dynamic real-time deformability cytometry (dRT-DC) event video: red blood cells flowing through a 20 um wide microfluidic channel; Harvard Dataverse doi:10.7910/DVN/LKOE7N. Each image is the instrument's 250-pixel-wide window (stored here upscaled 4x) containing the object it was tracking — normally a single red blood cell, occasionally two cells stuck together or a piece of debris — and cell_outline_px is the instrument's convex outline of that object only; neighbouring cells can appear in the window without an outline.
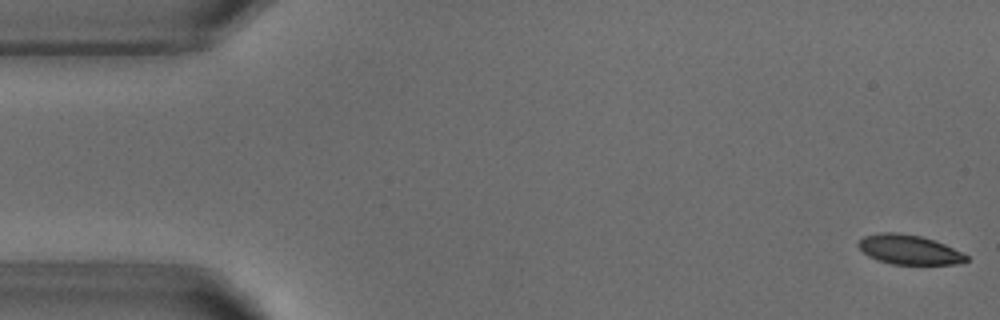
{"species": "common noctule bat (a hibernating species)", "species_latin": "Nyctalus noctula", "temperature_condition": "warm", "stored_images_in_passage": 52, "camera_frame_rate_fps": 3000, "um_per_image_px": 0.085, "animal": {"sex": "male", "body_mass_g": 18.8}, "frame": {"image": 1, "passage_image": 1, "time_ms": 0.0, "image_size_px": [1000, 320], "cell_outline_px": [[968, 260], [956, 264], [892, 264], [876, 260], [868, 256], [856, 244], [864, 236], [880, 232], [900, 232], [920, 236], [944, 244], [968, 256]], "centroid_in_image_um": [77.22, 21.21], "position_along_channel_um": 7.8, "area_um2": 18.44}}
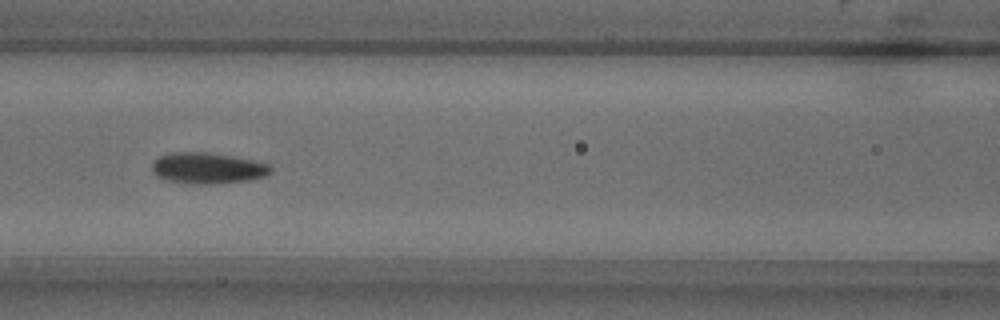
{"frame": {"image": 2, "passage_image": 22, "time_ms": 7.0, "image_size_px": [1000, 320], "cell_outline_px": [[272, 172], [264, 176], [248, 180], [216, 184], [200, 184], [164, 180], [156, 176], [152, 172], [152, 164], [160, 156], [172, 152], [208, 152], [268, 164], [272, 168]], "centroid_in_image_um": [17.6, 14.3], "position_along_channel_um": 149.0, "area_um2": 21.21}}
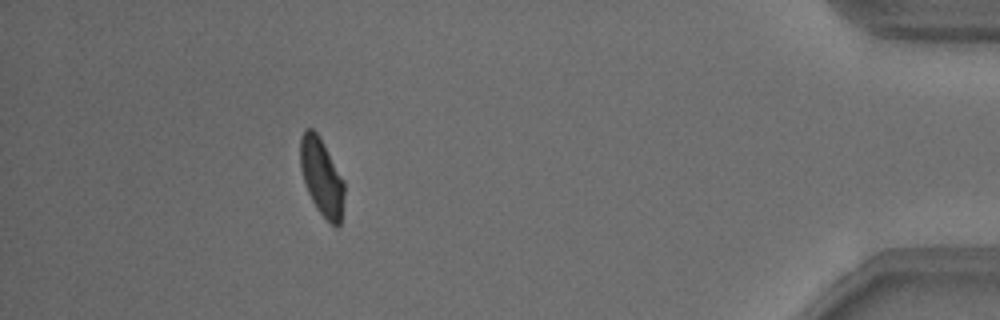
{"frame": {"image": 3, "passage_image": 47, "time_ms": 15.333, "image_size_px": [1000, 320], "cell_outline_px": [[344, 196], [340, 224], [336, 228], [316, 208], [308, 192], [300, 168], [300, 136], [304, 128], [312, 128], [320, 136], [344, 180]], "centroid_in_image_um": [27.33, 15.0], "position_along_channel_um": 407.9, "area_um2": 19.83}, "authors_computed_cell_mechanics": {"area_um2": 20.519, "velocity_mm_per_s": 3.8032, "shape_relaxation_time_tau1_ms": 3.0313, "shape_relaxation_time_tau2_ms": 2.0683, "deformation_change_tau1": 0.1218, "deformation_change_tau2": 0.0713}}